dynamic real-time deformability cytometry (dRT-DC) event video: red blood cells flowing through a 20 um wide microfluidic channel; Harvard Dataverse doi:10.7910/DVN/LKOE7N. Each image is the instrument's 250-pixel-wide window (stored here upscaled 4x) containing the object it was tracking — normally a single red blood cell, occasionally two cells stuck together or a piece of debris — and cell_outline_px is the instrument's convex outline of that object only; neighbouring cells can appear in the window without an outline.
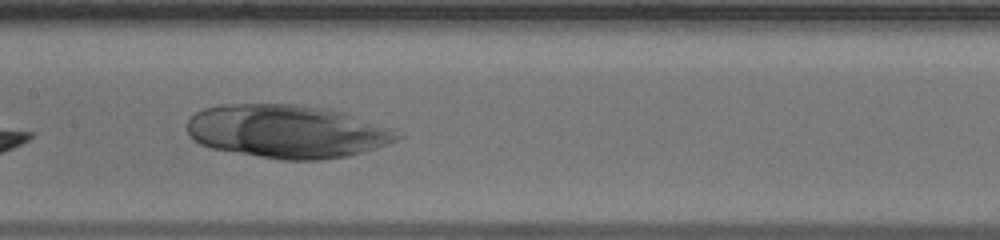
{"species": "human", "species_latin": "Homo sapiens", "temperature_condition": "warm", "stored_images_in_passage": 27, "camera_frame_rate_fps": 3000, "um_per_image_px": 0.085, "donor": {"sex": "male"}, "frame": {"image": 1, "passage_image": 10, "time_ms": 3.0, "image_size_px": [1000, 240], "cell_outline_px": [[404, 136], [396, 140], [376, 148], [364, 152], [348, 156], [320, 160], [280, 160], [212, 148], [200, 144], [192, 140], [188, 132], [188, 120], [196, 112], [204, 108], [220, 104], [296, 104], [328, 108], [344, 112], [388, 128]], "centroid_in_image_um": [24.36, 11.17], "position_along_channel_um": 183.0, "area_um2": 65.2}}
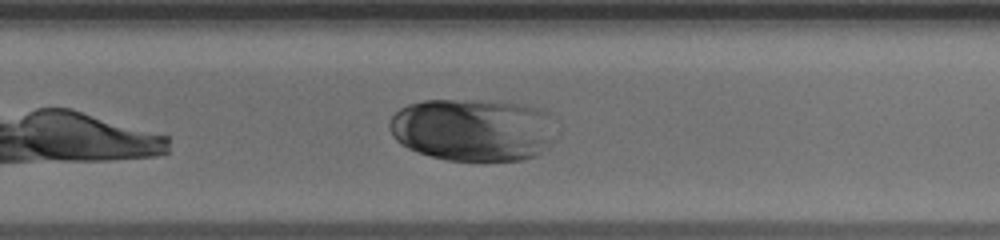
{"frame": {"image": 2, "passage_image": 18, "time_ms": 5.667, "image_size_px": [1000, 240], "cell_outline_px": [[548, 112], [544, 140], [540, 152], [536, 156], [524, 160], [484, 164], [448, 160], [432, 156], [408, 148], [400, 144], [392, 136], [388, 128], [388, 124], [392, 116], [400, 108], [408, 104], [424, 100], [476, 100], [516, 104], [536, 108]], "centroid_in_image_um": [40.0, 11.07], "position_along_channel_um": 289.8, "area_um2": 60.17}}
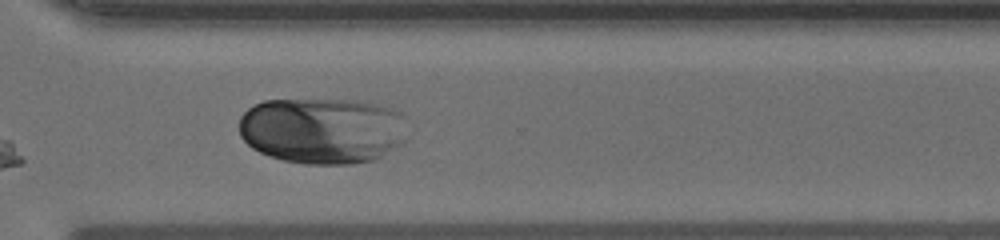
{"frame": {"image": 3, "passage_image": 22, "time_ms": 7.0, "image_size_px": [1000, 240], "cell_outline_px": [[404, 140], [400, 144], [380, 156], [372, 160], [352, 164], [304, 164], [284, 160], [268, 156], [252, 148], [240, 136], [240, 116], [248, 108], [264, 100], [352, 100], [376, 104], [400, 112], [404, 116]], "centroid_in_image_um": [27.36, 11.09], "position_along_channel_um": 343.2, "area_um2": 64.97}}